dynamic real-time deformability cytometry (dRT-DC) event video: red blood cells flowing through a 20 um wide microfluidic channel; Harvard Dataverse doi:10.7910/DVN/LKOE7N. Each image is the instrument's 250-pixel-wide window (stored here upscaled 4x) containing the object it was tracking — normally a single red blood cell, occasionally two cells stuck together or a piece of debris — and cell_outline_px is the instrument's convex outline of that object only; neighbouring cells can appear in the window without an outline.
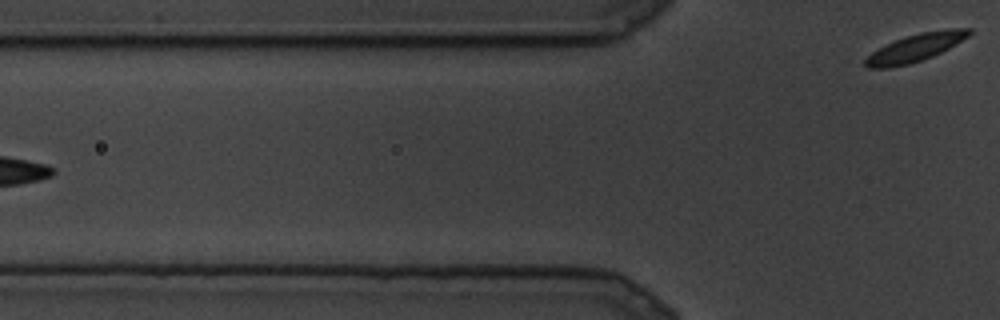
{"species": "common noctule bat (a hibernating species)", "species_latin": "Nyctalus noctula", "temperature_condition": "cold", "stored_images_in_passage": 11, "segment_of_instrument_passage": [2, 2], "camera_frame_rate_fps": 3000, "um_per_image_px": 0.085, "animal": {"sex": "male", "body_mass_g": 19.5, "forearm_length_mm": 54.6}, "frame": {"image": 1, "passage_image": 11, "time_ms": 3.333, "image_size_px": [1000, 320], "cell_outline_px": [[972, 32], [968, 36], [956, 44], [932, 56], [908, 64], [888, 68], [868, 68], [864, 64], [864, 60], [872, 52], [904, 36], [920, 32], [948, 28], [972, 28]], "centroid_in_image_um": [77.83, 4.04], "position_along_channel_um": 48.0, "area_um2": 16.53}}